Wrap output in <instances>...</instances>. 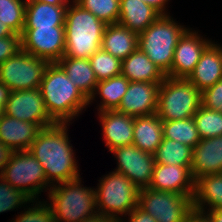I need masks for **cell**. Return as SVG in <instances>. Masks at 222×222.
<instances>
[{"instance_id": "1", "label": "cell", "mask_w": 222, "mask_h": 222, "mask_svg": "<svg viewBox=\"0 0 222 222\" xmlns=\"http://www.w3.org/2000/svg\"><path fill=\"white\" fill-rule=\"evenodd\" d=\"M67 125L57 123L41 129L28 149L43 167L50 188L55 182L59 184L80 177Z\"/></svg>"}, {"instance_id": "2", "label": "cell", "mask_w": 222, "mask_h": 222, "mask_svg": "<svg viewBox=\"0 0 222 222\" xmlns=\"http://www.w3.org/2000/svg\"><path fill=\"white\" fill-rule=\"evenodd\" d=\"M39 89L49 115L57 123H70L89 105V100L57 62L47 65Z\"/></svg>"}, {"instance_id": "3", "label": "cell", "mask_w": 222, "mask_h": 222, "mask_svg": "<svg viewBox=\"0 0 222 222\" xmlns=\"http://www.w3.org/2000/svg\"><path fill=\"white\" fill-rule=\"evenodd\" d=\"M65 18V54L63 57L89 59L101 49L106 24L72 0Z\"/></svg>"}, {"instance_id": "4", "label": "cell", "mask_w": 222, "mask_h": 222, "mask_svg": "<svg viewBox=\"0 0 222 222\" xmlns=\"http://www.w3.org/2000/svg\"><path fill=\"white\" fill-rule=\"evenodd\" d=\"M81 183V178H76L48 188L56 222H81L98 214L95 189L82 187Z\"/></svg>"}, {"instance_id": "5", "label": "cell", "mask_w": 222, "mask_h": 222, "mask_svg": "<svg viewBox=\"0 0 222 222\" xmlns=\"http://www.w3.org/2000/svg\"><path fill=\"white\" fill-rule=\"evenodd\" d=\"M187 30L168 14L161 15L147 29L138 34V49L167 75L172 66L174 49Z\"/></svg>"}, {"instance_id": "6", "label": "cell", "mask_w": 222, "mask_h": 222, "mask_svg": "<svg viewBox=\"0 0 222 222\" xmlns=\"http://www.w3.org/2000/svg\"><path fill=\"white\" fill-rule=\"evenodd\" d=\"M139 191L125 175L110 172L99 180L98 188H95L97 213L118 222L123 215H128L138 206Z\"/></svg>"}, {"instance_id": "7", "label": "cell", "mask_w": 222, "mask_h": 222, "mask_svg": "<svg viewBox=\"0 0 222 222\" xmlns=\"http://www.w3.org/2000/svg\"><path fill=\"white\" fill-rule=\"evenodd\" d=\"M201 101V92L188 79L166 77L159 86L157 115L162 121L187 119Z\"/></svg>"}, {"instance_id": "8", "label": "cell", "mask_w": 222, "mask_h": 222, "mask_svg": "<svg viewBox=\"0 0 222 222\" xmlns=\"http://www.w3.org/2000/svg\"><path fill=\"white\" fill-rule=\"evenodd\" d=\"M1 177L31 200L50 188L43 167L29 150L13 151Z\"/></svg>"}, {"instance_id": "9", "label": "cell", "mask_w": 222, "mask_h": 222, "mask_svg": "<svg viewBox=\"0 0 222 222\" xmlns=\"http://www.w3.org/2000/svg\"><path fill=\"white\" fill-rule=\"evenodd\" d=\"M192 198L148 187L140 189L138 206L157 222H185L193 210Z\"/></svg>"}, {"instance_id": "10", "label": "cell", "mask_w": 222, "mask_h": 222, "mask_svg": "<svg viewBox=\"0 0 222 222\" xmlns=\"http://www.w3.org/2000/svg\"><path fill=\"white\" fill-rule=\"evenodd\" d=\"M49 62L20 50L0 65V81L12 91L40 88Z\"/></svg>"}, {"instance_id": "11", "label": "cell", "mask_w": 222, "mask_h": 222, "mask_svg": "<svg viewBox=\"0 0 222 222\" xmlns=\"http://www.w3.org/2000/svg\"><path fill=\"white\" fill-rule=\"evenodd\" d=\"M21 50L49 63L58 62L65 54V27L24 28Z\"/></svg>"}, {"instance_id": "12", "label": "cell", "mask_w": 222, "mask_h": 222, "mask_svg": "<svg viewBox=\"0 0 222 222\" xmlns=\"http://www.w3.org/2000/svg\"><path fill=\"white\" fill-rule=\"evenodd\" d=\"M5 115L37 124L41 129L57 124L49 115L39 88L12 91Z\"/></svg>"}, {"instance_id": "13", "label": "cell", "mask_w": 222, "mask_h": 222, "mask_svg": "<svg viewBox=\"0 0 222 222\" xmlns=\"http://www.w3.org/2000/svg\"><path fill=\"white\" fill-rule=\"evenodd\" d=\"M110 152L118 161V166L114 171L129 178L139 190L149 187L156 164L153 154L147 153L133 144L114 148Z\"/></svg>"}, {"instance_id": "14", "label": "cell", "mask_w": 222, "mask_h": 222, "mask_svg": "<svg viewBox=\"0 0 222 222\" xmlns=\"http://www.w3.org/2000/svg\"><path fill=\"white\" fill-rule=\"evenodd\" d=\"M212 43L203 39L198 32L190 31L188 28L174 49V57L170 72L166 77L185 78L194 70L204 50Z\"/></svg>"}, {"instance_id": "15", "label": "cell", "mask_w": 222, "mask_h": 222, "mask_svg": "<svg viewBox=\"0 0 222 222\" xmlns=\"http://www.w3.org/2000/svg\"><path fill=\"white\" fill-rule=\"evenodd\" d=\"M160 84L130 81L117 112L133 117L157 113Z\"/></svg>"}, {"instance_id": "16", "label": "cell", "mask_w": 222, "mask_h": 222, "mask_svg": "<svg viewBox=\"0 0 222 222\" xmlns=\"http://www.w3.org/2000/svg\"><path fill=\"white\" fill-rule=\"evenodd\" d=\"M149 188L193 196L195 180L191 174V166L155 164Z\"/></svg>"}, {"instance_id": "17", "label": "cell", "mask_w": 222, "mask_h": 222, "mask_svg": "<svg viewBox=\"0 0 222 222\" xmlns=\"http://www.w3.org/2000/svg\"><path fill=\"white\" fill-rule=\"evenodd\" d=\"M103 130V140L109 151L133 144L134 117L106 110L98 112Z\"/></svg>"}, {"instance_id": "18", "label": "cell", "mask_w": 222, "mask_h": 222, "mask_svg": "<svg viewBox=\"0 0 222 222\" xmlns=\"http://www.w3.org/2000/svg\"><path fill=\"white\" fill-rule=\"evenodd\" d=\"M201 93L222 79V46L212 42L187 78Z\"/></svg>"}, {"instance_id": "19", "label": "cell", "mask_w": 222, "mask_h": 222, "mask_svg": "<svg viewBox=\"0 0 222 222\" xmlns=\"http://www.w3.org/2000/svg\"><path fill=\"white\" fill-rule=\"evenodd\" d=\"M191 174L194 180L208 174H222V135L201 139L193 148Z\"/></svg>"}, {"instance_id": "20", "label": "cell", "mask_w": 222, "mask_h": 222, "mask_svg": "<svg viewBox=\"0 0 222 222\" xmlns=\"http://www.w3.org/2000/svg\"><path fill=\"white\" fill-rule=\"evenodd\" d=\"M40 130L37 124L8 115L0 119V141L12 151L28 150Z\"/></svg>"}, {"instance_id": "21", "label": "cell", "mask_w": 222, "mask_h": 222, "mask_svg": "<svg viewBox=\"0 0 222 222\" xmlns=\"http://www.w3.org/2000/svg\"><path fill=\"white\" fill-rule=\"evenodd\" d=\"M118 23L140 34L147 29L161 14L142 0H120Z\"/></svg>"}, {"instance_id": "22", "label": "cell", "mask_w": 222, "mask_h": 222, "mask_svg": "<svg viewBox=\"0 0 222 222\" xmlns=\"http://www.w3.org/2000/svg\"><path fill=\"white\" fill-rule=\"evenodd\" d=\"M162 122L157 113L134 117L133 145L154 155L164 138Z\"/></svg>"}, {"instance_id": "23", "label": "cell", "mask_w": 222, "mask_h": 222, "mask_svg": "<svg viewBox=\"0 0 222 222\" xmlns=\"http://www.w3.org/2000/svg\"><path fill=\"white\" fill-rule=\"evenodd\" d=\"M121 74L129 81L151 82L161 84L166 75L148 56L137 49L122 60Z\"/></svg>"}, {"instance_id": "24", "label": "cell", "mask_w": 222, "mask_h": 222, "mask_svg": "<svg viewBox=\"0 0 222 222\" xmlns=\"http://www.w3.org/2000/svg\"><path fill=\"white\" fill-rule=\"evenodd\" d=\"M101 48L122 61L138 49V34L119 23L108 24Z\"/></svg>"}, {"instance_id": "25", "label": "cell", "mask_w": 222, "mask_h": 222, "mask_svg": "<svg viewBox=\"0 0 222 222\" xmlns=\"http://www.w3.org/2000/svg\"><path fill=\"white\" fill-rule=\"evenodd\" d=\"M67 7L26 1L24 28L65 27Z\"/></svg>"}, {"instance_id": "26", "label": "cell", "mask_w": 222, "mask_h": 222, "mask_svg": "<svg viewBox=\"0 0 222 222\" xmlns=\"http://www.w3.org/2000/svg\"><path fill=\"white\" fill-rule=\"evenodd\" d=\"M193 209L200 212L222 208V174H208L195 180ZM205 207V208H204Z\"/></svg>"}, {"instance_id": "27", "label": "cell", "mask_w": 222, "mask_h": 222, "mask_svg": "<svg viewBox=\"0 0 222 222\" xmlns=\"http://www.w3.org/2000/svg\"><path fill=\"white\" fill-rule=\"evenodd\" d=\"M57 63L65 71L68 78L89 100L93 96L98 84L89 59L62 57Z\"/></svg>"}, {"instance_id": "28", "label": "cell", "mask_w": 222, "mask_h": 222, "mask_svg": "<svg viewBox=\"0 0 222 222\" xmlns=\"http://www.w3.org/2000/svg\"><path fill=\"white\" fill-rule=\"evenodd\" d=\"M130 81L122 74L111 77L107 80L99 81L96 85L93 96L89 99L93 102L96 94H99L101 104H99V112L106 110H116L120 105L123 96L127 92Z\"/></svg>"}, {"instance_id": "29", "label": "cell", "mask_w": 222, "mask_h": 222, "mask_svg": "<svg viewBox=\"0 0 222 222\" xmlns=\"http://www.w3.org/2000/svg\"><path fill=\"white\" fill-rule=\"evenodd\" d=\"M193 148L174 140L163 138L154 154L156 164L191 166Z\"/></svg>"}, {"instance_id": "30", "label": "cell", "mask_w": 222, "mask_h": 222, "mask_svg": "<svg viewBox=\"0 0 222 222\" xmlns=\"http://www.w3.org/2000/svg\"><path fill=\"white\" fill-rule=\"evenodd\" d=\"M164 138L181 142L194 148L200 141L196 123L193 117L183 120L163 121Z\"/></svg>"}, {"instance_id": "31", "label": "cell", "mask_w": 222, "mask_h": 222, "mask_svg": "<svg viewBox=\"0 0 222 222\" xmlns=\"http://www.w3.org/2000/svg\"><path fill=\"white\" fill-rule=\"evenodd\" d=\"M26 0H0V22L21 35L25 25Z\"/></svg>"}, {"instance_id": "32", "label": "cell", "mask_w": 222, "mask_h": 222, "mask_svg": "<svg viewBox=\"0 0 222 222\" xmlns=\"http://www.w3.org/2000/svg\"><path fill=\"white\" fill-rule=\"evenodd\" d=\"M201 139H208L222 135V113L203 107L193 116Z\"/></svg>"}, {"instance_id": "33", "label": "cell", "mask_w": 222, "mask_h": 222, "mask_svg": "<svg viewBox=\"0 0 222 222\" xmlns=\"http://www.w3.org/2000/svg\"><path fill=\"white\" fill-rule=\"evenodd\" d=\"M89 61L98 82L121 74L122 61L102 48L96 51Z\"/></svg>"}, {"instance_id": "34", "label": "cell", "mask_w": 222, "mask_h": 222, "mask_svg": "<svg viewBox=\"0 0 222 222\" xmlns=\"http://www.w3.org/2000/svg\"><path fill=\"white\" fill-rule=\"evenodd\" d=\"M76 3L106 25L118 23L120 0H76Z\"/></svg>"}, {"instance_id": "35", "label": "cell", "mask_w": 222, "mask_h": 222, "mask_svg": "<svg viewBox=\"0 0 222 222\" xmlns=\"http://www.w3.org/2000/svg\"><path fill=\"white\" fill-rule=\"evenodd\" d=\"M35 202L31 200L24 193L15 189L10 183H7L0 176V213L9 210H14L19 208L18 206H24L26 203ZM22 204V205H21ZM24 204V205H23Z\"/></svg>"}, {"instance_id": "36", "label": "cell", "mask_w": 222, "mask_h": 222, "mask_svg": "<svg viewBox=\"0 0 222 222\" xmlns=\"http://www.w3.org/2000/svg\"><path fill=\"white\" fill-rule=\"evenodd\" d=\"M16 217L12 222H56L53 210L46 201H39L35 206L29 207L27 211Z\"/></svg>"}, {"instance_id": "37", "label": "cell", "mask_w": 222, "mask_h": 222, "mask_svg": "<svg viewBox=\"0 0 222 222\" xmlns=\"http://www.w3.org/2000/svg\"><path fill=\"white\" fill-rule=\"evenodd\" d=\"M201 105L222 113V79L201 93Z\"/></svg>"}, {"instance_id": "38", "label": "cell", "mask_w": 222, "mask_h": 222, "mask_svg": "<svg viewBox=\"0 0 222 222\" xmlns=\"http://www.w3.org/2000/svg\"><path fill=\"white\" fill-rule=\"evenodd\" d=\"M21 50V35L0 38V65Z\"/></svg>"}, {"instance_id": "39", "label": "cell", "mask_w": 222, "mask_h": 222, "mask_svg": "<svg viewBox=\"0 0 222 222\" xmlns=\"http://www.w3.org/2000/svg\"><path fill=\"white\" fill-rule=\"evenodd\" d=\"M129 221L122 220V218L118 222H157L150 214L146 213L139 206L134 208L129 214Z\"/></svg>"}, {"instance_id": "40", "label": "cell", "mask_w": 222, "mask_h": 222, "mask_svg": "<svg viewBox=\"0 0 222 222\" xmlns=\"http://www.w3.org/2000/svg\"><path fill=\"white\" fill-rule=\"evenodd\" d=\"M12 153L13 151L0 141V176L4 170V167L9 162Z\"/></svg>"}, {"instance_id": "41", "label": "cell", "mask_w": 222, "mask_h": 222, "mask_svg": "<svg viewBox=\"0 0 222 222\" xmlns=\"http://www.w3.org/2000/svg\"><path fill=\"white\" fill-rule=\"evenodd\" d=\"M185 222H212L211 218L205 213L193 209Z\"/></svg>"}, {"instance_id": "42", "label": "cell", "mask_w": 222, "mask_h": 222, "mask_svg": "<svg viewBox=\"0 0 222 222\" xmlns=\"http://www.w3.org/2000/svg\"><path fill=\"white\" fill-rule=\"evenodd\" d=\"M143 2L147 3L148 5L155 8L161 15H168L166 12V2L169 0H142Z\"/></svg>"}, {"instance_id": "43", "label": "cell", "mask_w": 222, "mask_h": 222, "mask_svg": "<svg viewBox=\"0 0 222 222\" xmlns=\"http://www.w3.org/2000/svg\"><path fill=\"white\" fill-rule=\"evenodd\" d=\"M11 92L12 90L0 81V105H2L4 108L10 98Z\"/></svg>"}, {"instance_id": "44", "label": "cell", "mask_w": 222, "mask_h": 222, "mask_svg": "<svg viewBox=\"0 0 222 222\" xmlns=\"http://www.w3.org/2000/svg\"><path fill=\"white\" fill-rule=\"evenodd\" d=\"M206 211L205 213L211 218L212 222H222V208L206 210Z\"/></svg>"}, {"instance_id": "45", "label": "cell", "mask_w": 222, "mask_h": 222, "mask_svg": "<svg viewBox=\"0 0 222 222\" xmlns=\"http://www.w3.org/2000/svg\"><path fill=\"white\" fill-rule=\"evenodd\" d=\"M26 1H38L42 3H47L51 5H64L66 7L70 6V0H26Z\"/></svg>"}, {"instance_id": "46", "label": "cell", "mask_w": 222, "mask_h": 222, "mask_svg": "<svg viewBox=\"0 0 222 222\" xmlns=\"http://www.w3.org/2000/svg\"><path fill=\"white\" fill-rule=\"evenodd\" d=\"M81 222H114V221H112V220H110V219H108L106 217H103V216L97 214V215L92 216V217H90L88 219H85V220H83Z\"/></svg>"}, {"instance_id": "47", "label": "cell", "mask_w": 222, "mask_h": 222, "mask_svg": "<svg viewBox=\"0 0 222 222\" xmlns=\"http://www.w3.org/2000/svg\"><path fill=\"white\" fill-rule=\"evenodd\" d=\"M13 34L14 33L6 24L0 22V38L12 36Z\"/></svg>"}, {"instance_id": "48", "label": "cell", "mask_w": 222, "mask_h": 222, "mask_svg": "<svg viewBox=\"0 0 222 222\" xmlns=\"http://www.w3.org/2000/svg\"><path fill=\"white\" fill-rule=\"evenodd\" d=\"M5 115V110L2 105H0V119Z\"/></svg>"}]
</instances>
